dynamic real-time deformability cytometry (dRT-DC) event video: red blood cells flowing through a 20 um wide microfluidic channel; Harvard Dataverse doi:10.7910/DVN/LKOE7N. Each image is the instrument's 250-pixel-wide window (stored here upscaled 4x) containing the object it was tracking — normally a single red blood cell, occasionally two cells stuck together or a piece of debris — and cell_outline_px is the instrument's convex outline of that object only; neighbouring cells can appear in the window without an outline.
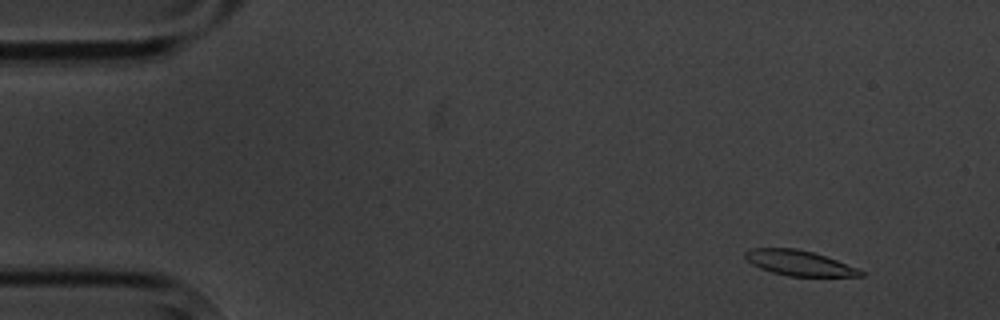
{"species": "common noctule bat (a hibernating species)", "species_latin": "Nyctalus noctula", "temperature_condition": "cold", "stored_images_in_passage": 5, "camera_frame_rate_fps": 3000, "um_per_image_px": 0.085, "animal": {"sex": "male", "body_mass_g": 20.1, "forearm_length_mm": 53.5}, "frame": {"image": 1, "passage_image": 2, "time_ms": 1.0, "image_size_px": [1000, 320], "cell_outline_px": [[864, 276], [788, 276], [772, 272], [760, 268], [752, 264], [744, 256], [744, 252], [748, 248], [796, 248], [812, 252], [836, 260], [856, 268], [864, 272]], "centroid_in_image_um": [67.87, 22.35], "position_along_channel_um": 17.1, "area_um2": 16.76}}
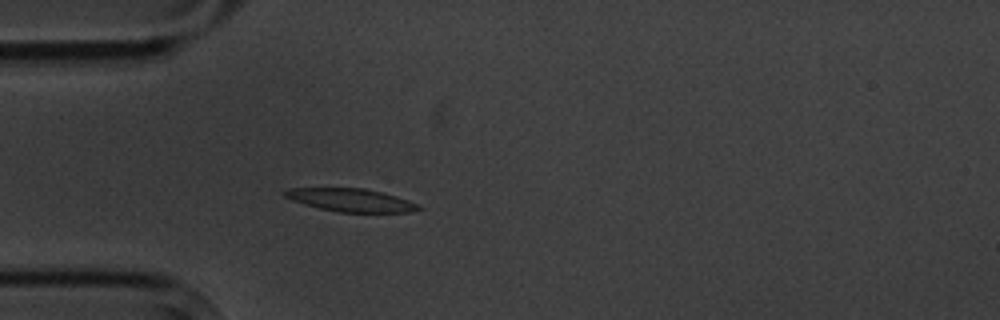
{"frame": {"image": 2, "passage_image": 5, "time_ms": 4.667, "image_size_px": [1000, 320], "cell_outline_px": [[424, 208], [408, 212], [340, 212], [320, 208], [304, 204], [292, 200], [284, 196], [284, 192], [288, 188], [364, 188], [396, 196], [408, 200]], "centroid_in_image_um": [29.81, 17.0], "position_along_channel_um": 55.2, "area_um2": 17.69}}